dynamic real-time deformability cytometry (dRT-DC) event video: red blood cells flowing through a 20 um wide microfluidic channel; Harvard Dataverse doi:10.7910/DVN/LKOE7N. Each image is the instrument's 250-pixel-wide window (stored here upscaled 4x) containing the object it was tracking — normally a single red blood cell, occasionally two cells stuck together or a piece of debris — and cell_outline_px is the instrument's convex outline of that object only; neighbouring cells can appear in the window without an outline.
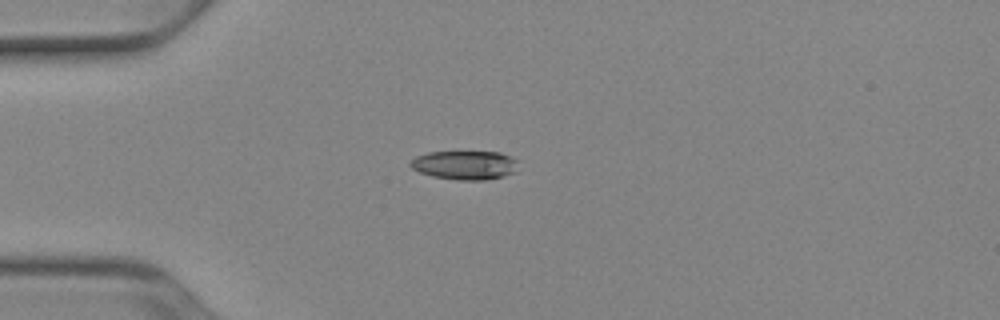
{"species": "Egyptian fruit bat (a non-hibernating species)", "species_latin": "Rousettus aegyptiacus", "temperature_condition": "cold", "stored_images_in_passage": 39, "camera_frame_rate_fps": 3000, "um_per_image_px": 0.085, "animal": {"sex": "female"}, "frame": {"image": 1, "passage_image": 1, "time_ms": 0.0, "image_size_px": [1000, 320], "cell_outline_px": [[520, 160], [516, 172], [504, 176], [488, 180], [460, 180], [432, 176], [420, 172], [412, 168], [408, 164], [416, 156], [428, 152], [500, 152], [512, 156]], "centroid_in_image_um": [39.58, 14.03], "position_along_channel_um": 45.4, "area_um2": 18.44}}
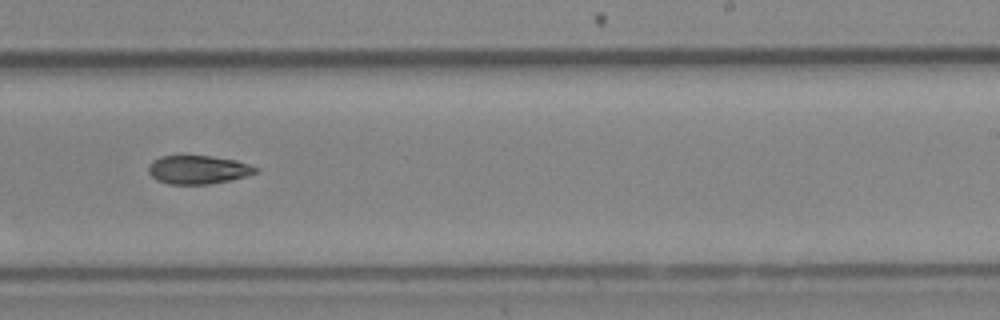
{"frame": {"image": 2, "passage_image": 20, "time_ms": 6.333, "image_size_px": [1000, 320], "cell_outline_px": [[260, 172], [232, 180], [208, 184], [168, 184], [156, 180], [148, 172], [148, 164], [152, 160], [160, 156], [212, 156], [236, 160], [260, 168]], "centroid_in_image_um": [16.85, 14.42], "position_along_channel_um": 272.1, "area_um2": 18.03}}
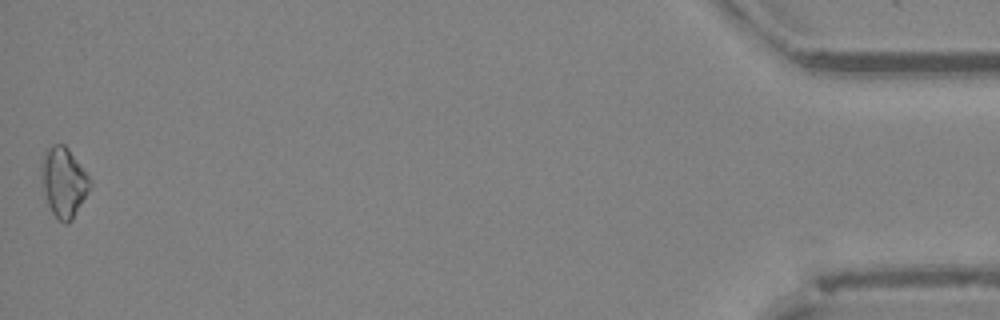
{"frame": {"image": 3, "passage_image": 39, "time_ms": 12.667, "image_size_px": [1000, 320], "cell_outline_px": [[92, 184], [88, 192], [72, 220], [68, 224], [64, 224], [52, 212], [44, 196], [40, 176], [40, 160], [44, 148], [52, 144], [64, 144], [68, 148], [88, 176]], "centroid_in_image_um": [5.36, 15.45], "position_along_channel_um": 429.8, "area_um2": 20.0}, "authors_computed_cell_mechanics": {"area_um2": 18.3804, "velocity_mm_per_s": 3.9183, "shape_relaxation_time_tau1_ms": 5.6187, "shape_relaxation_time_tau2_ms": null, "deformation_change_tau1": 0.1379, "deformation_change_tau2": null}}